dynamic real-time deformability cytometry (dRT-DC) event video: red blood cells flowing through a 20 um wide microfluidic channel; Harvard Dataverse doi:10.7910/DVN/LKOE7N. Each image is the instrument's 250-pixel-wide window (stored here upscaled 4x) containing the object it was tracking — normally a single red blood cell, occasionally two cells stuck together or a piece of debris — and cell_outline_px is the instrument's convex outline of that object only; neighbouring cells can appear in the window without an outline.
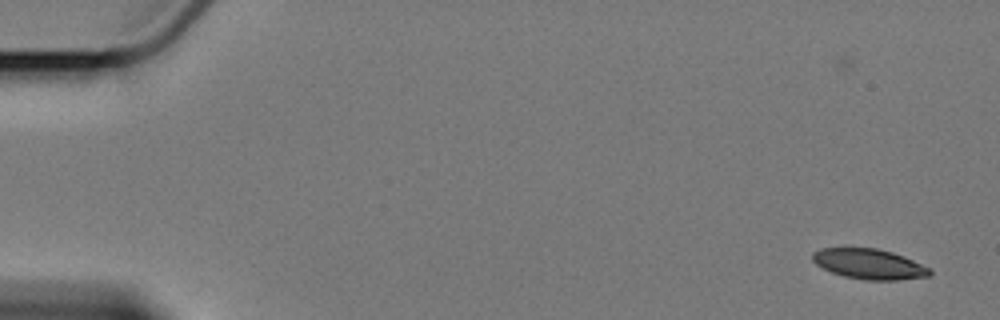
{"species": "Egyptian fruit bat (a non-hibernating species)", "species_latin": "Rousettus aegyptiacus", "temperature_condition": "cold", "stored_images_in_passage": 8, "camera_frame_rate_fps": 3000, "um_per_image_px": 0.085, "animal": {"sex": "female"}, "frame": {"image": 1, "passage_image": 3, "time_ms": 2.333, "image_size_px": [1000, 320], "cell_outline_px": [[932, 272], [928, 276], [896, 280], [864, 280], [844, 276], [832, 272], [816, 264], [812, 260], [812, 252], [820, 248], [876, 248], [892, 252], [904, 256], [932, 268]], "centroid_in_image_um": [73.89, 22.44], "position_along_channel_um": 11.1, "area_um2": 20.69}}
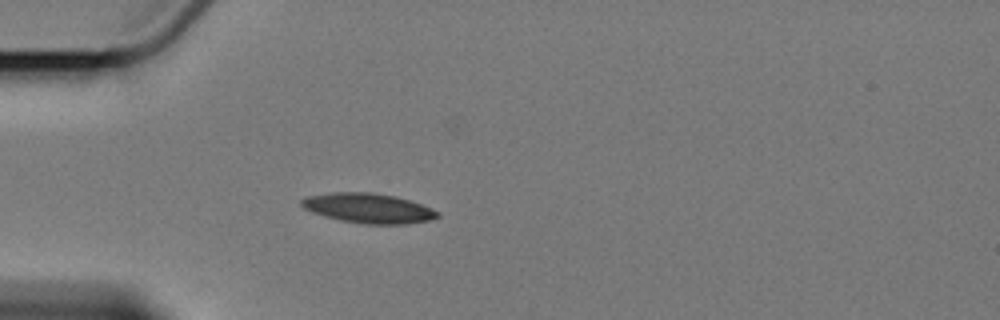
{"frame": {"image": 2, "passage_image": 7, "time_ms": 7.333, "image_size_px": [1000, 320], "cell_outline_px": [[440, 216], [428, 220], [404, 224], [364, 224], [340, 220], [324, 216], [312, 212], [304, 208], [300, 204], [300, 200], [308, 196], [332, 192], [372, 192], [396, 196], [432, 208], [440, 212]], "centroid_in_image_um": [31.3, 17.69], "position_along_channel_um": 53.7, "area_um2": 23.58}}